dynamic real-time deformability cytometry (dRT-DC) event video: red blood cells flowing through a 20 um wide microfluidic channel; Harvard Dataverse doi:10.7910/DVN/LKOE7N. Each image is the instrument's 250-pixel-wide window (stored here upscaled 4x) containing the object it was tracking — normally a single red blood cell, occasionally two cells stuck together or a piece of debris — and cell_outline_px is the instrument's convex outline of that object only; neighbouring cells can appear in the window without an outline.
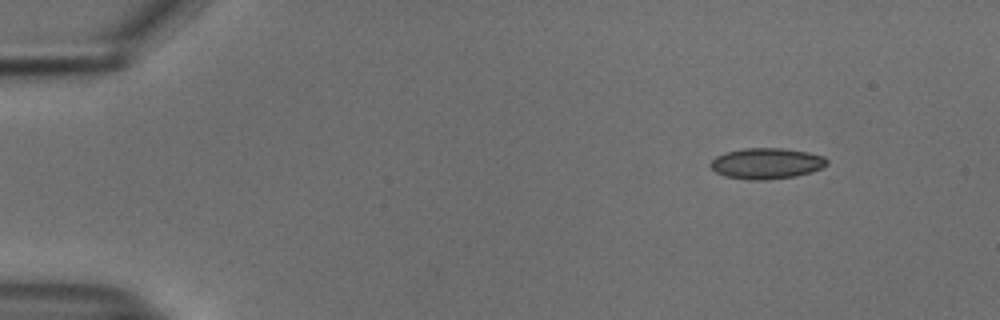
{"species": "common noctule bat (a hibernating species)", "species_latin": "Nyctalus noctula", "temperature_condition": "cold", "stored_images_in_passage": 49, "camera_frame_rate_fps": 3000, "um_per_image_px": 0.085, "animal": {"sex": "male", "body_mass_g": 18.8}, "frame": {"image": 1, "passage_image": 1, "time_ms": 0.0, "image_size_px": [1000, 320], "cell_outline_px": [[828, 164], [820, 168], [796, 176], [768, 180], [748, 180], [724, 176], [716, 172], [708, 164], [716, 156], [724, 152], [744, 148], [784, 148], [808, 152], [824, 156], [828, 160]], "centroid_in_image_um": [65.13, 13.89], "position_along_channel_um": 19.9, "area_um2": 21.1}}
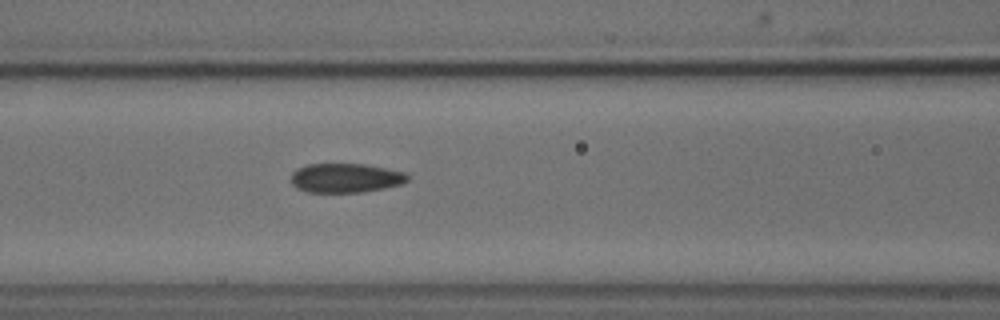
{"frame": {"image": 2, "passage_image": 18, "time_ms": 5.667, "image_size_px": [1000, 320], "cell_outline_px": [[408, 180], [400, 184], [384, 188], [364, 192], [308, 192], [296, 188], [292, 184], [292, 172], [296, 168], [308, 164], [364, 164], [404, 172], [408, 176]], "centroid_in_image_um": [29.34, 15.13], "position_along_channel_um": 137.3, "area_um2": 19.77}}
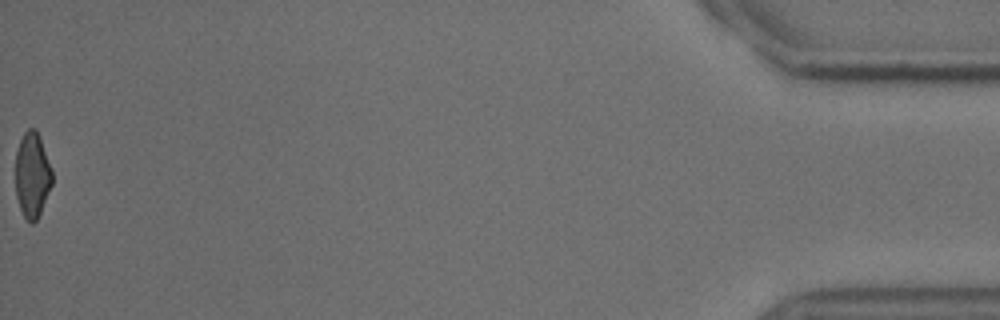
{"frame": {"image": 3, "passage_image": 49, "time_ms": 16.0, "image_size_px": [1000, 320], "cell_outline_px": [[52, 184], [40, 212], [36, 220], [32, 224], [24, 216], [20, 208], [16, 196], [16, 152], [20, 140], [24, 132], [28, 128], [36, 128], [40, 136], [52, 168]], "centroid_in_image_um": [2.75, 14.83], "position_along_channel_um": 432.5, "area_um2": 18.21}, "authors_computed_cell_mechanics": {"area_um2": 20.1722, "velocity_mm_per_s": 3.7534, "shape_relaxation_time_tau1_ms": null, "shape_relaxation_time_tau2_ms": 2.8862, "deformation_change_tau1": null, "deformation_change_tau2": 0.0818}}